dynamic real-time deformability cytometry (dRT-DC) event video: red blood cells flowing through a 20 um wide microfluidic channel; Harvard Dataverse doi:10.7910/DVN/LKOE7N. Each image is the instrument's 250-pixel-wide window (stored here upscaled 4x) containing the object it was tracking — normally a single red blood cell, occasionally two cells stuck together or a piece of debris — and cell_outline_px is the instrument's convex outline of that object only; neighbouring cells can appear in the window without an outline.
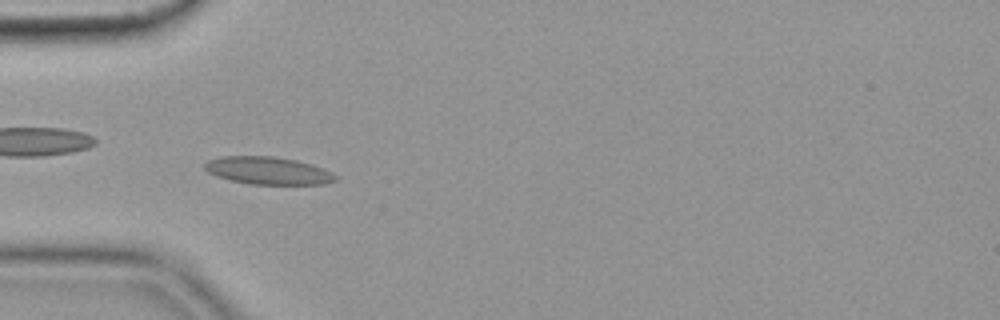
{"species": "common noctule bat (a hibernating species)", "species_latin": "Nyctalus noctula", "temperature_condition": "cold", "stored_images_in_passage": 55, "camera_frame_rate_fps": 3000, "um_per_image_px": 0.085, "animal": {"sex": "female", "body_mass_g": 19.9}, "frame": {"image": 1, "passage_image": 16, "time_ms": 5.0, "image_size_px": [1000, 320], "cell_outline_px": [[336, 180], [324, 184], [248, 184], [216, 176], [208, 172], [204, 168], [204, 164], [208, 160], [220, 156], [272, 156], [296, 160], [312, 164], [324, 168], [336, 176]], "centroid_in_image_um": [22.76, 14.5], "position_along_channel_um": 62.2, "area_um2": 20.98}, "authors_computed_cell_mechanics": {"area_um2": 20.4612, "velocity_mm_per_s": 3.5667, "shape_relaxation_time_tau1_ms": null, "shape_relaxation_time_tau2_ms": 3.4712, "deformation_change_tau1": null, "deformation_change_tau2": 0.0596}}